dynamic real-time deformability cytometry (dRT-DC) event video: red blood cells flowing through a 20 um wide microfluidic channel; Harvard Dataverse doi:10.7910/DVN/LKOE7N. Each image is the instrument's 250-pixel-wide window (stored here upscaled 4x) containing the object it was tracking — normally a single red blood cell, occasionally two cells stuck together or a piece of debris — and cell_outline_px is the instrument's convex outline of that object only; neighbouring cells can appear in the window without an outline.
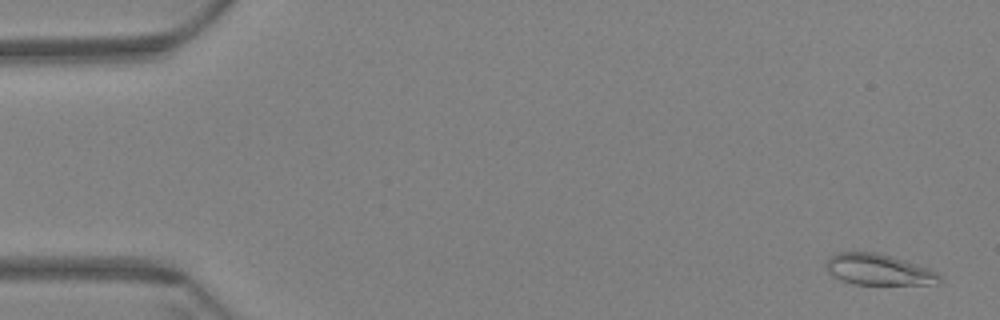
{"species": "Egyptian fruit bat (a non-hibernating species)", "species_latin": "Rousettus aegyptiacus", "temperature_condition": "warm", "stored_images_in_passage": 61, "camera_frame_rate_fps": 3000, "um_per_image_px": 0.085, "animal": {"sex": "female"}, "frame": {"image": 1, "passage_image": 3, "time_ms": 0.667, "image_size_px": [1000, 320], "cell_outline_px": [[944, 280], [940, 284], [856, 284], [840, 280], [828, 272], [824, 264], [828, 256], [836, 252], [876, 252], [904, 260], [940, 272]], "centroid_in_image_um": [74.69, 22.92], "position_along_channel_um": 10.3, "area_um2": 20.81}}
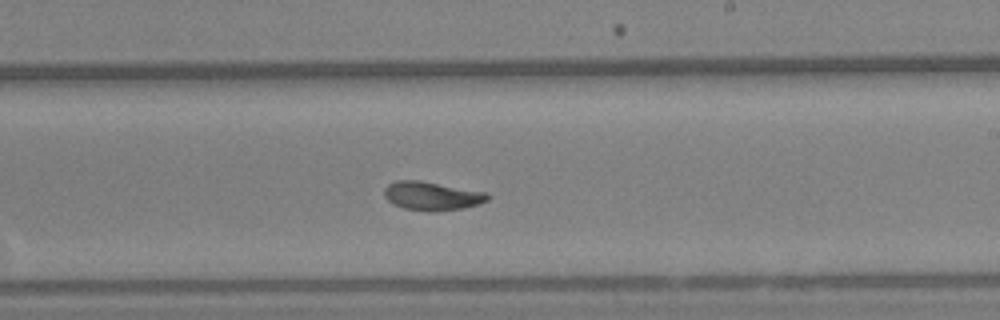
{"frame": {"image": 2, "passage_image": 37, "time_ms": 12.0, "image_size_px": [1000, 320], "cell_outline_px": [[488, 200], [480, 204], [464, 208], [428, 212], [404, 208], [392, 204], [384, 196], [384, 188], [388, 184], [396, 180], [420, 180], [488, 192]], "centroid_in_image_um": [36.71, 16.65], "position_along_channel_um": 252.3, "area_um2": 17.46}}
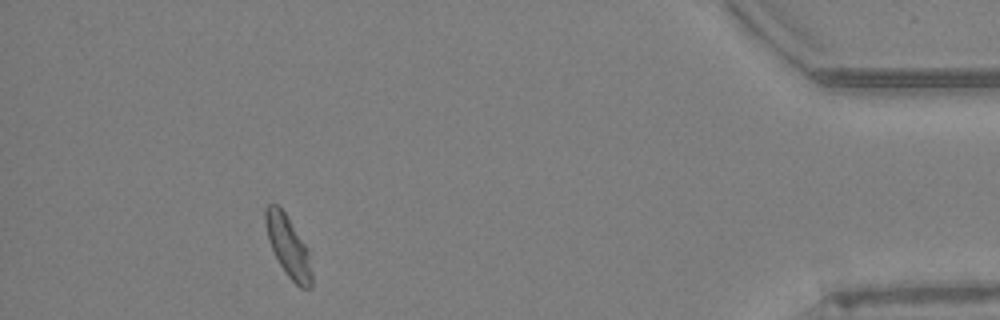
{"frame": {"image": 3, "passage_image": 56, "time_ms": 18.333, "image_size_px": [1000, 320], "cell_outline_px": [[312, 288], [300, 288], [288, 276], [280, 264], [268, 240], [264, 220], [264, 208], [268, 204], [276, 204], [288, 216], [308, 248], [312, 272]], "centroid_in_image_um": [24.5, 20.93], "position_along_channel_um": 410.7, "area_um2": 16.53}, "authors_computed_cell_mechanics": {"area_um2": 17.1088, "velocity_mm_per_s": 3.3867, "shape_relaxation_time_tau1_ms": 7.5949, "shape_relaxation_time_tau2_ms": 3.3874, "deformation_change_tau1": 0.1888, "deformation_change_tau2": 0.0806}}